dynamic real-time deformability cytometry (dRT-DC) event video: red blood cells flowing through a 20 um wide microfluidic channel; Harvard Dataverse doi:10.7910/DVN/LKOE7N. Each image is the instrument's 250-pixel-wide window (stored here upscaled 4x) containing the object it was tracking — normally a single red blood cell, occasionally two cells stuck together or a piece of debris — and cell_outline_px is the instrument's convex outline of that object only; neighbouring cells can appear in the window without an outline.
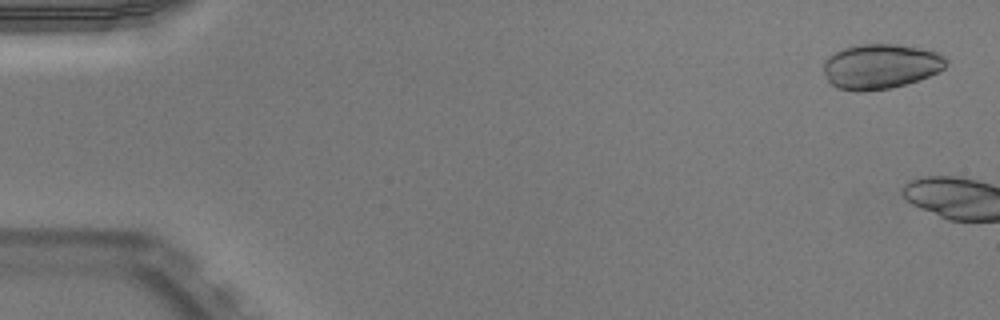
{"species": "Egyptian fruit bat (a non-hibernating species)", "species_latin": "Rousettus aegyptiacus", "temperature_condition": "warm", "stored_images_in_passage": 5, "camera_frame_rate_fps": 3000, "um_per_image_px": 0.085, "animal": {"sex": "male"}, "frame": {"image": 1, "passage_image": 2, "time_ms": 0.333, "image_size_px": [1000, 320], "cell_outline_px": [[948, 64], [944, 68], [920, 80], [892, 88], [836, 88], [828, 80], [824, 72], [824, 60], [828, 56], [844, 48], [860, 44], [896, 44], [920, 48], [936, 52], [944, 56], [948, 60]], "centroid_in_image_um": [74.89, 5.6], "position_along_channel_um": 10.1, "area_um2": 31.39}}